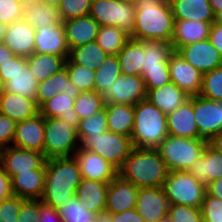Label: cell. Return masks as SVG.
Instances as JSON below:
<instances>
[{
    "label": "cell",
    "mask_w": 222,
    "mask_h": 222,
    "mask_svg": "<svg viewBox=\"0 0 222 222\" xmlns=\"http://www.w3.org/2000/svg\"><path fill=\"white\" fill-rule=\"evenodd\" d=\"M130 38L171 43L175 19L169 0H139Z\"/></svg>",
    "instance_id": "cell-1"
},
{
    "label": "cell",
    "mask_w": 222,
    "mask_h": 222,
    "mask_svg": "<svg viewBox=\"0 0 222 222\" xmlns=\"http://www.w3.org/2000/svg\"><path fill=\"white\" fill-rule=\"evenodd\" d=\"M81 179V171L74 156L48 159L42 203L55 209L66 205L75 196Z\"/></svg>",
    "instance_id": "cell-2"
},
{
    "label": "cell",
    "mask_w": 222,
    "mask_h": 222,
    "mask_svg": "<svg viewBox=\"0 0 222 222\" xmlns=\"http://www.w3.org/2000/svg\"><path fill=\"white\" fill-rule=\"evenodd\" d=\"M169 170L157 149L134 147L118 175L138 188L162 187Z\"/></svg>",
    "instance_id": "cell-3"
},
{
    "label": "cell",
    "mask_w": 222,
    "mask_h": 222,
    "mask_svg": "<svg viewBox=\"0 0 222 222\" xmlns=\"http://www.w3.org/2000/svg\"><path fill=\"white\" fill-rule=\"evenodd\" d=\"M168 135L167 115L146 99L134 105V147L156 149Z\"/></svg>",
    "instance_id": "cell-4"
},
{
    "label": "cell",
    "mask_w": 222,
    "mask_h": 222,
    "mask_svg": "<svg viewBox=\"0 0 222 222\" xmlns=\"http://www.w3.org/2000/svg\"><path fill=\"white\" fill-rule=\"evenodd\" d=\"M207 142L167 135L156 148L170 171H188L200 158Z\"/></svg>",
    "instance_id": "cell-5"
},
{
    "label": "cell",
    "mask_w": 222,
    "mask_h": 222,
    "mask_svg": "<svg viewBox=\"0 0 222 222\" xmlns=\"http://www.w3.org/2000/svg\"><path fill=\"white\" fill-rule=\"evenodd\" d=\"M44 129L43 154L47 160L75 155L80 147L77 129L67 125L59 117L44 118Z\"/></svg>",
    "instance_id": "cell-6"
},
{
    "label": "cell",
    "mask_w": 222,
    "mask_h": 222,
    "mask_svg": "<svg viewBox=\"0 0 222 222\" xmlns=\"http://www.w3.org/2000/svg\"><path fill=\"white\" fill-rule=\"evenodd\" d=\"M162 189L170 204L201 208L206 186L197 181L188 171H170Z\"/></svg>",
    "instance_id": "cell-7"
},
{
    "label": "cell",
    "mask_w": 222,
    "mask_h": 222,
    "mask_svg": "<svg viewBox=\"0 0 222 222\" xmlns=\"http://www.w3.org/2000/svg\"><path fill=\"white\" fill-rule=\"evenodd\" d=\"M79 145L82 149L103 156L118 170L134 148L131 137L111 131L97 137H86Z\"/></svg>",
    "instance_id": "cell-8"
},
{
    "label": "cell",
    "mask_w": 222,
    "mask_h": 222,
    "mask_svg": "<svg viewBox=\"0 0 222 222\" xmlns=\"http://www.w3.org/2000/svg\"><path fill=\"white\" fill-rule=\"evenodd\" d=\"M136 6L120 0H92L89 15L99 26H116L131 35Z\"/></svg>",
    "instance_id": "cell-9"
},
{
    "label": "cell",
    "mask_w": 222,
    "mask_h": 222,
    "mask_svg": "<svg viewBox=\"0 0 222 222\" xmlns=\"http://www.w3.org/2000/svg\"><path fill=\"white\" fill-rule=\"evenodd\" d=\"M193 110L198 128V139L209 142L222 130V101L193 96Z\"/></svg>",
    "instance_id": "cell-10"
},
{
    "label": "cell",
    "mask_w": 222,
    "mask_h": 222,
    "mask_svg": "<svg viewBox=\"0 0 222 222\" xmlns=\"http://www.w3.org/2000/svg\"><path fill=\"white\" fill-rule=\"evenodd\" d=\"M46 157L43 153L10 145L0 149V165L12 179L15 175L30 170L46 169Z\"/></svg>",
    "instance_id": "cell-11"
},
{
    "label": "cell",
    "mask_w": 222,
    "mask_h": 222,
    "mask_svg": "<svg viewBox=\"0 0 222 222\" xmlns=\"http://www.w3.org/2000/svg\"><path fill=\"white\" fill-rule=\"evenodd\" d=\"M168 66L170 80L188 96L199 95L202 88L203 74L189 64L177 51L169 55Z\"/></svg>",
    "instance_id": "cell-12"
},
{
    "label": "cell",
    "mask_w": 222,
    "mask_h": 222,
    "mask_svg": "<svg viewBox=\"0 0 222 222\" xmlns=\"http://www.w3.org/2000/svg\"><path fill=\"white\" fill-rule=\"evenodd\" d=\"M169 206L162 187L139 188L135 209L146 222L167 220Z\"/></svg>",
    "instance_id": "cell-13"
},
{
    "label": "cell",
    "mask_w": 222,
    "mask_h": 222,
    "mask_svg": "<svg viewBox=\"0 0 222 222\" xmlns=\"http://www.w3.org/2000/svg\"><path fill=\"white\" fill-rule=\"evenodd\" d=\"M106 103L135 105L147 98L142 76L121 74L105 96Z\"/></svg>",
    "instance_id": "cell-14"
},
{
    "label": "cell",
    "mask_w": 222,
    "mask_h": 222,
    "mask_svg": "<svg viewBox=\"0 0 222 222\" xmlns=\"http://www.w3.org/2000/svg\"><path fill=\"white\" fill-rule=\"evenodd\" d=\"M74 157L77 159L82 178L110 183L118 176V169L97 153L79 147Z\"/></svg>",
    "instance_id": "cell-15"
},
{
    "label": "cell",
    "mask_w": 222,
    "mask_h": 222,
    "mask_svg": "<svg viewBox=\"0 0 222 222\" xmlns=\"http://www.w3.org/2000/svg\"><path fill=\"white\" fill-rule=\"evenodd\" d=\"M177 52L202 74L222 66V57L209 39L180 47Z\"/></svg>",
    "instance_id": "cell-16"
},
{
    "label": "cell",
    "mask_w": 222,
    "mask_h": 222,
    "mask_svg": "<svg viewBox=\"0 0 222 222\" xmlns=\"http://www.w3.org/2000/svg\"><path fill=\"white\" fill-rule=\"evenodd\" d=\"M34 53L63 56L65 59L69 57L63 23L35 28Z\"/></svg>",
    "instance_id": "cell-17"
},
{
    "label": "cell",
    "mask_w": 222,
    "mask_h": 222,
    "mask_svg": "<svg viewBox=\"0 0 222 222\" xmlns=\"http://www.w3.org/2000/svg\"><path fill=\"white\" fill-rule=\"evenodd\" d=\"M45 138L44 117L36 116L17 122L13 146L43 153Z\"/></svg>",
    "instance_id": "cell-18"
},
{
    "label": "cell",
    "mask_w": 222,
    "mask_h": 222,
    "mask_svg": "<svg viewBox=\"0 0 222 222\" xmlns=\"http://www.w3.org/2000/svg\"><path fill=\"white\" fill-rule=\"evenodd\" d=\"M3 43L17 56L29 57L35 49V28L25 19L6 27Z\"/></svg>",
    "instance_id": "cell-19"
},
{
    "label": "cell",
    "mask_w": 222,
    "mask_h": 222,
    "mask_svg": "<svg viewBox=\"0 0 222 222\" xmlns=\"http://www.w3.org/2000/svg\"><path fill=\"white\" fill-rule=\"evenodd\" d=\"M80 93H58L39 106V113L44 118L59 117L67 125L78 130L80 119L74 110V101Z\"/></svg>",
    "instance_id": "cell-20"
},
{
    "label": "cell",
    "mask_w": 222,
    "mask_h": 222,
    "mask_svg": "<svg viewBox=\"0 0 222 222\" xmlns=\"http://www.w3.org/2000/svg\"><path fill=\"white\" fill-rule=\"evenodd\" d=\"M139 188L119 175L108 184L106 212L117 214L136 207Z\"/></svg>",
    "instance_id": "cell-21"
},
{
    "label": "cell",
    "mask_w": 222,
    "mask_h": 222,
    "mask_svg": "<svg viewBox=\"0 0 222 222\" xmlns=\"http://www.w3.org/2000/svg\"><path fill=\"white\" fill-rule=\"evenodd\" d=\"M168 135L182 138H198V128L196 125L193 96L182 104L174 112L167 114Z\"/></svg>",
    "instance_id": "cell-22"
},
{
    "label": "cell",
    "mask_w": 222,
    "mask_h": 222,
    "mask_svg": "<svg viewBox=\"0 0 222 222\" xmlns=\"http://www.w3.org/2000/svg\"><path fill=\"white\" fill-rule=\"evenodd\" d=\"M69 49L96 41L99 24L90 15L63 21Z\"/></svg>",
    "instance_id": "cell-23"
},
{
    "label": "cell",
    "mask_w": 222,
    "mask_h": 222,
    "mask_svg": "<svg viewBox=\"0 0 222 222\" xmlns=\"http://www.w3.org/2000/svg\"><path fill=\"white\" fill-rule=\"evenodd\" d=\"M108 184L82 178L76 188L75 196L88 211L98 215L106 210Z\"/></svg>",
    "instance_id": "cell-24"
},
{
    "label": "cell",
    "mask_w": 222,
    "mask_h": 222,
    "mask_svg": "<svg viewBox=\"0 0 222 222\" xmlns=\"http://www.w3.org/2000/svg\"><path fill=\"white\" fill-rule=\"evenodd\" d=\"M211 24L197 20H175L171 45L174 51L180 47L209 39Z\"/></svg>",
    "instance_id": "cell-25"
},
{
    "label": "cell",
    "mask_w": 222,
    "mask_h": 222,
    "mask_svg": "<svg viewBox=\"0 0 222 222\" xmlns=\"http://www.w3.org/2000/svg\"><path fill=\"white\" fill-rule=\"evenodd\" d=\"M0 113L17 123L39 114V106L34 99L4 92L0 96Z\"/></svg>",
    "instance_id": "cell-26"
},
{
    "label": "cell",
    "mask_w": 222,
    "mask_h": 222,
    "mask_svg": "<svg viewBox=\"0 0 222 222\" xmlns=\"http://www.w3.org/2000/svg\"><path fill=\"white\" fill-rule=\"evenodd\" d=\"M46 169L30 170L11 179L12 194L24 199L41 200L45 188Z\"/></svg>",
    "instance_id": "cell-27"
},
{
    "label": "cell",
    "mask_w": 222,
    "mask_h": 222,
    "mask_svg": "<svg viewBox=\"0 0 222 222\" xmlns=\"http://www.w3.org/2000/svg\"><path fill=\"white\" fill-rule=\"evenodd\" d=\"M188 172L197 181L207 186L211 181L222 177V153L215 151L207 144L203 154Z\"/></svg>",
    "instance_id": "cell-28"
},
{
    "label": "cell",
    "mask_w": 222,
    "mask_h": 222,
    "mask_svg": "<svg viewBox=\"0 0 222 222\" xmlns=\"http://www.w3.org/2000/svg\"><path fill=\"white\" fill-rule=\"evenodd\" d=\"M151 104L163 113L170 114L184 104L190 96L183 92L175 83H168L156 89H146Z\"/></svg>",
    "instance_id": "cell-29"
},
{
    "label": "cell",
    "mask_w": 222,
    "mask_h": 222,
    "mask_svg": "<svg viewBox=\"0 0 222 222\" xmlns=\"http://www.w3.org/2000/svg\"><path fill=\"white\" fill-rule=\"evenodd\" d=\"M175 20L215 22L209 0H169Z\"/></svg>",
    "instance_id": "cell-30"
},
{
    "label": "cell",
    "mask_w": 222,
    "mask_h": 222,
    "mask_svg": "<svg viewBox=\"0 0 222 222\" xmlns=\"http://www.w3.org/2000/svg\"><path fill=\"white\" fill-rule=\"evenodd\" d=\"M63 92L81 93L80 90L70 81L65 66L46 80L38 82L35 101L37 105L40 106L46 100Z\"/></svg>",
    "instance_id": "cell-31"
},
{
    "label": "cell",
    "mask_w": 222,
    "mask_h": 222,
    "mask_svg": "<svg viewBox=\"0 0 222 222\" xmlns=\"http://www.w3.org/2000/svg\"><path fill=\"white\" fill-rule=\"evenodd\" d=\"M108 131L131 137L134 126V105L106 103Z\"/></svg>",
    "instance_id": "cell-32"
},
{
    "label": "cell",
    "mask_w": 222,
    "mask_h": 222,
    "mask_svg": "<svg viewBox=\"0 0 222 222\" xmlns=\"http://www.w3.org/2000/svg\"><path fill=\"white\" fill-rule=\"evenodd\" d=\"M121 74L141 76L144 60V41L130 38L117 54Z\"/></svg>",
    "instance_id": "cell-33"
},
{
    "label": "cell",
    "mask_w": 222,
    "mask_h": 222,
    "mask_svg": "<svg viewBox=\"0 0 222 222\" xmlns=\"http://www.w3.org/2000/svg\"><path fill=\"white\" fill-rule=\"evenodd\" d=\"M26 60L32 75L38 82L44 81L58 72L64 67L66 61L63 56L43 53H33L29 57H26Z\"/></svg>",
    "instance_id": "cell-34"
},
{
    "label": "cell",
    "mask_w": 222,
    "mask_h": 222,
    "mask_svg": "<svg viewBox=\"0 0 222 222\" xmlns=\"http://www.w3.org/2000/svg\"><path fill=\"white\" fill-rule=\"evenodd\" d=\"M23 19L34 28L63 23L58 7L40 3L23 6Z\"/></svg>",
    "instance_id": "cell-35"
},
{
    "label": "cell",
    "mask_w": 222,
    "mask_h": 222,
    "mask_svg": "<svg viewBox=\"0 0 222 222\" xmlns=\"http://www.w3.org/2000/svg\"><path fill=\"white\" fill-rule=\"evenodd\" d=\"M108 55L109 54H107L96 41H93L71 48L68 58L74 64H78L91 70H96Z\"/></svg>",
    "instance_id": "cell-36"
},
{
    "label": "cell",
    "mask_w": 222,
    "mask_h": 222,
    "mask_svg": "<svg viewBox=\"0 0 222 222\" xmlns=\"http://www.w3.org/2000/svg\"><path fill=\"white\" fill-rule=\"evenodd\" d=\"M173 52L172 45L165 41H144V60L141 76L147 69L168 66L169 55Z\"/></svg>",
    "instance_id": "cell-37"
},
{
    "label": "cell",
    "mask_w": 222,
    "mask_h": 222,
    "mask_svg": "<svg viewBox=\"0 0 222 222\" xmlns=\"http://www.w3.org/2000/svg\"><path fill=\"white\" fill-rule=\"evenodd\" d=\"M121 75L117 55H108L101 63L100 67L96 69L94 90L105 96L117 78Z\"/></svg>",
    "instance_id": "cell-38"
},
{
    "label": "cell",
    "mask_w": 222,
    "mask_h": 222,
    "mask_svg": "<svg viewBox=\"0 0 222 222\" xmlns=\"http://www.w3.org/2000/svg\"><path fill=\"white\" fill-rule=\"evenodd\" d=\"M130 35L116 26H99L97 44L109 55H117Z\"/></svg>",
    "instance_id": "cell-39"
},
{
    "label": "cell",
    "mask_w": 222,
    "mask_h": 222,
    "mask_svg": "<svg viewBox=\"0 0 222 222\" xmlns=\"http://www.w3.org/2000/svg\"><path fill=\"white\" fill-rule=\"evenodd\" d=\"M5 92L21 95L35 100L38 81L27 65L24 70L11 77L5 84Z\"/></svg>",
    "instance_id": "cell-40"
},
{
    "label": "cell",
    "mask_w": 222,
    "mask_h": 222,
    "mask_svg": "<svg viewBox=\"0 0 222 222\" xmlns=\"http://www.w3.org/2000/svg\"><path fill=\"white\" fill-rule=\"evenodd\" d=\"M105 98L95 90L81 92L74 101V110L80 120L89 118L105 108Z\"/></svg>",
    "instance_id": "cell-41"
},
{
    "label": "cell",
    "mask_w": 222,
    "mask_h": 222,
    "mask_svg": "<svg viewBox=\"0 0 222 222\" xmlns=\"http://www.w3.org/2000/svg\"><path fill=\"white\" fill-rule=\"evenodd\" d=\"M70 81L80 90V92L94 90L96 70L74 64L69 58L65 65Z\"/></svg>",
    "instance_id": "cell-42"
},
{
    "label": "cell",
    "mask_w": 222,
    "mask_h": 222,
    "mask_svg": "<svg viewBox=\"0 0 222 222\" xmlns=\"http://www.w3.org/2000/svg\"><path fill=\"white\" fill-rule=\"evenodd\" d=\"M77 131L80 143L86 137H97L108 131L106 109L104 108L89 118L80 120Z\"/></svg>",
    "instance_id": "cell-43"
},
{
    "label": "cell",
    "mask_w": 222,
    "mask_h": 222,
    "mask_svg": "<svg viewBox=\"0 0 222 222\" xmlns=\"http://www.w3.org/2000/svg\"><path fill=\"white\" fill-rule=\"evenodd\" d=\"M62 222H90L95 220L96 215L88 211L80 204L79 199L74 196L66 205L57 208Z\"/></svg>",
    "instance_id": "cell-44"
},
{
    "label": "cell",
    "mask_w": 222,
    "mask_h": 222,
    "mask_svg": "<svg viewBox=\"0 0 222 222\" xmlns=\"http://www.w3.org/2000/svg\"><path fill=\"white\" fill-rule=\"evenodd\" d=\"M199 95L209 100L222 101V66L203 74Z\"/></svg>",
    "instance_id": "cell-45"
},
{
    "label": "cell",
    "mask_w": 222,
    "mask_h": 222,
    "mask_svg": "<svg viewBox=\"0 0 222 222\" xmlns=\"http://www.w3.org/2000/svg\"><path fill=\"white\" fill-rule=\"evenodd\" d=\"M92 0H62L58 6L63 21L87 16Z\"/></svg>",
    "instance_id": "cell-46"
},
{
    "label": "cell",
    "mask_w": 222,
    "mask_h": 222,
    "mask_svg": "<svg viewBox=\"0 0 222 222\" xmlns=\"http://www.w3.org/2000/svg\"><path fill=\"white\" fill-rule=\"evenodd\" d=\"M167 219L170 222H204L200 208L180 204H170Z\"/></svg>",
    "instance_id": "cell-47"
},
{
    "label": "cell",
    "mask_w": 222,
    "mask_h": 222,
    "mask_svg": "<svg viewBox=\"0 0 222 222\" xmlns=\"http://www.w3.org/2000/svg\"><path fill=\"white\" fill-rule=\"evenodd\" d=\"M200 209L204 222H222L221 199L205 194Z\"/></svg>",
    "instance_id": "cell-48"
},
{
    "label": "cell",
    "mask_w": 222,
    "mask_h": 222,
    "mask_svg": "<svg viewBox=\"0 0 222 222\" xmlns=\"http://www.w3.org/2000/svg\"><path fill=\"white\" fill-rule=\"evenodd\" d=\"M22 8L19 0H0V22L9 25L23 19Z\"/></svg>",
    "instance_id": "cell-49"
},
{
    "label": "cell",
    "mask_w": 222,
    "mask_h": 222,
    "mask_svg": "<svg viewBox=\"0 0 222 222\" xmlns=\"http://www.w3.org/2000/svg\"><path fill=\"white\" fill-rule=\"evenodd\" d=\"M146 89H156L171 82L169 66L147 69L142 75Z\"/></svg>",
    "instance_id": "cell-50"
},
{
    "label": "cell",
    "mask_w": 222,
    "mask_h": 222,
    "mask_svg": "<svg viewBox=\"0 0 222 222\" xmlns=\"http://www.w3.org/2000/svg\"><path fill=\"white\" fill-rule=\"evenodd\" d=\"M26 199L12 195L0 202V222H17L18 213Z\"/></svg>",
    "instance_id": "cell-51"
},
{
    "label": "cell",
    "mask_w": 222,
    "mask_h": 222,
    "mask_svg": "<svg viewBox=\"0 0 222 222\" xmlns=\"http://www.w3.org/2000/svg\"><path fill=\"white\" fill-rule=\"evenodd\" d=\"M27 66L26 57L14 55L0 65V77L4 84Z\"/></svg>",
    "instance_id": "cell-52"
},
{
    "label": "cell",
    "mask_w": 222,
    "mask_h": 222,
    "mask_svg": "<svg viewBox=\"0 0 222 222\" xmlns=\"http://www.w3.org/2000/svg\"><path fill=\"white\" fill-rule=\"evenodd\" d=\"M40 215V200L26 199L18 213L17 222H37Z\"/></svg>",
    "instance_id": "cell-53"
},
{
    "label": "cell",
    "mask_w": 222,
    "mask_h": 222,
    "mask_svg": "<svg viewBox=\"0 0 222 222\" xmlns=\"http://www.w3.org/2000/svg\"><path fill=\"white\" fill-rule=\"evenodd\" d=\"M16 122L0 113V149L9 147L15 136Z\"/></svg>",
    "instance_id": "cell-54"
},
{
    "label": "cell",
    "mask_w": 222,
    "mask_h": 222,
    "mask_svg": "<svg viewBox=\"0 0 222 222\" xmlns=\"http://www.w3.org/2000/svg\"><path fill=\"white\" fill-rule=\"evenodd\" d=\"M37 222H62L57 209L45 205L40 200V215Z\"/></svg>",
    "instance_id": "cell-55"
},
{
    "label": "cell",
    "mask_w": 222,
    "mask_h": 222,
    "mask_svg": "<svg viewBox=\"0 0 222 222\" xmlns=\"http://www.w3.org/2000/svg\"><path fill=\"white\" fill-rule=\"evenodd\" d=\"M113 222H146L135 208L112 214Z\"/></svg>",
    "instance_id": "cell-56"
},
{
    "label": "cell",
    "mask_w": 222,
    "mask_h": 222,
    "mask_svg": "<svg viewBox=\"0 0 222 222\" xmlns=\"http://www.w3.org/2000/svg\"><path fill=\"white\" fill-rule=\"evenodd\" d=\"M12 195L11 178L0 165V202Z\"/></svg>",
    "instance_id": "cell-57"
},
{
    "label": "cell",
    "mask_w": 222,
    "mask_h": 222,
    "mask_svg": "<svg viewBox=\"0 0 222 222\" xmlns=\"http://www.w3.org/2000/svg\"><path fill=\"white\" fill-rule=\"evenodd\" d=\"M209 40L222 57V24L217 22L211 24Z\"/></svg>",
    "instance_id": "cell-58"
},
{
    "label": "cell",
    "mask_w": 222,
    "mask_h": 222,
    "mask_svg": "<svg viewBox=\"0 0 222 222\" xmlns=\"http://www.w3.org/2000/svg\"><path fill=\"white\" fill-rule=\"evenodd\" d=\"M206 194L222 200V177L211 181L206 186Z\"/></svg>",
    "instance_id": "cell-59"
},
{
    "label": "cell",
    "mask_w": 222,
    "mask_h": 222,
    "mask_svg": "<svg viewBox=\"0 0 222 222\" xmlns=\"http://www.w3.org/2000/svg\"><path fill=\"white\" fill-rule=\"evenodd\" d=\"M208 145L215 151L222 153V130L213 135L212 139L208 142Z\"/></svg>",
    "instance_id": "cell-60"
},
{
    "label": "cell",
    "mask_w": 222,
    "mask_h": 222,
    "mask_svg": "<svg viewBox=\"0 0 222 222\" xmlns=\"http://www.w3.org/2000/svg\"><path fill=\"white\" fill-rule=\"evenodd\" d=\"M13 56L14 53L4 43H0V65Z\"/></svg>",
    "instance_id": "cell-61"
},
{
    "label": "cell",
    "mask_w": 222,
    "mask_h": 222,
    "mask_svg": "<svg viewBox=\"0 0 222 222\" xmlns=\"http://www.w3.org/2000/svg\"><path fill=\"white\" fill-rule=\"evenodd\" d=\"M97 222H113L112 220V213L109 212H101L100 214L96 215Z\"/></svg>",
    "instance_id": "cell-62"
},
{
    "label": "cell",
    "mask_w": 222,
    "mask_h": 222,
    "mask_svg": "<svg viewBox=\"0 0 222 222\" xmlns=\"http://www.w3.org/2000/svg\"><path fill=\"white\" fill-rule=\"evenodd\" d=\"M209 2L215 16L222 11V0H209Z\"/></svg>",
    "instance_id": "cell-63"
},
{
    "label": "cell",
    "mask_w": 222,
    "mask_h": 222,
    "mask_svg": "<svg viewBox=\"0 0 222 222\" xmlns=\"http://www.w3.org/2000/svg\"><path fill=\"white\" fill-rule=\"evenodd\" d=\"M7 25L0 22V43H3Z\"/></svg>",
    "instance_id": "cell-64"
},
{
    "label": "cell",
    "mask_w": 222,
    "mask_h": 222,
    "mask_svg": "<svg viewBox=\"0 0 222 222\" xmlns=\"http://www.w3.org/2000/svg\"><path fill=\"white\" fill-rule=\"evenodd\" d=\"M22 4V6H31V5H34V4H37V3H40L41 0H19Z\"/></svg>",
    "instance_id": "cell-65"
},
{
    "label": "cell",
    "mask_w": 222,
    "mask_h": 222,
    "mask_svg": "<svg viewBox=\"0 0 222 222\" xmlns=\"http://www.w3.org/2000/svg\"><path fill=\"white\" fill-rule=\"evenodd\" d=\"M41 1L47 5L58 7L62 0H41Z\"/></svg>",
    "instance_id": "cell-66"
},
{
    "label": "cell",
    "mask_w": 222,
    "mask_h": 222,
    "mask_svg": "<svg viewBox=\"0 0 222 222\" xmlns=\"http://www.w3.org/2000/svg\"><path fill=\"white\" fill-rule=\"evenodd\" d=\"M215 22L222 24V11L215 16Z\"/></svg>",
    "instance_id": "cell-67"
},
{
    "label": "cell",
    "mask_w": 222,
    "mask_h": 222,
    "mask_svg": "<svg viewBox=\"0 0 222 222\" xmlns=\"http://www.w3.org/2000/svg\"><path fill=\"white\" fill-rule=\"evenodd\" d=\"M5 92L4 82L0 77V96Z\"/></svg>",
    "instance_id": "cell-68"
},
{
    "label": "cell",
    "mask_w": 222,
    "mask_h": 222,
    "mask_svg": "<svg viewBox=\"0 0 222 222\" xmlns=\"http://www.w3.org/2000/svg\"><path fill=\"white\" fill-rule=\"evenodd\" d=\"M120 1L127 2V3H132V4L135 5L139 0H120Z\"/></svg>",
    "instance_id": "cell-69"
}]
</instances>
